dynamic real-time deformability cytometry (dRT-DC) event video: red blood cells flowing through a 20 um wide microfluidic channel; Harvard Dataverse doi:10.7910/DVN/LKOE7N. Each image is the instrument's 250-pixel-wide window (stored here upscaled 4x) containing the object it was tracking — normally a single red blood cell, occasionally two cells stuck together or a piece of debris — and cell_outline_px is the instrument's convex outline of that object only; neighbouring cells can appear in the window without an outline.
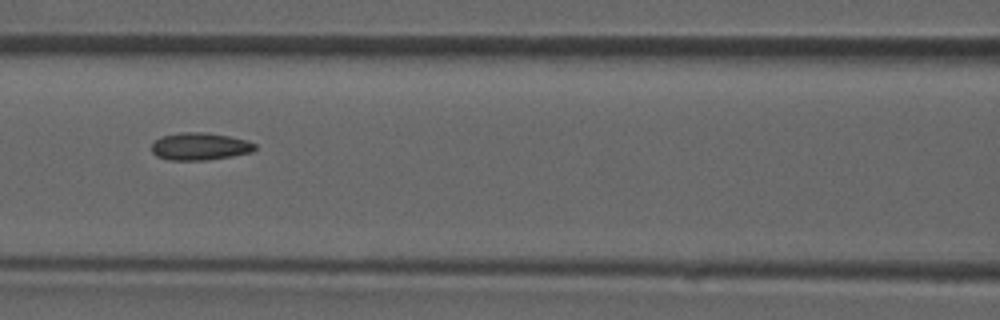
{"species": "common noctule bat (a hibernating species)", "species_latin": "Nyctalus noctula", "temperature_condition": "room temperature", "stored_images_in_passage": 47, "camera_frame_rate_fps": 3000, "um_per_image_px": 0.085, "animal": {"sex": "male", "forearm_length_mm": 52.5}, "frame": {"image": 1, "passage_image": 21, "time_ms": 6.667, "image_size_px": [1000, 320], "cell_outline_px": [[256, 148], [252, 152], [232, 156], [208, 160], [168, 160], [156, 156], [152, 152], [152, 144], [160, 136], [180, 132], [204, 132], [228, 136], [248, 140], [256, 144]], "centroid_in_image_um": [16.98, 12.44], "position_along_channel_um": 149.6, "area_um2": 16.65}}